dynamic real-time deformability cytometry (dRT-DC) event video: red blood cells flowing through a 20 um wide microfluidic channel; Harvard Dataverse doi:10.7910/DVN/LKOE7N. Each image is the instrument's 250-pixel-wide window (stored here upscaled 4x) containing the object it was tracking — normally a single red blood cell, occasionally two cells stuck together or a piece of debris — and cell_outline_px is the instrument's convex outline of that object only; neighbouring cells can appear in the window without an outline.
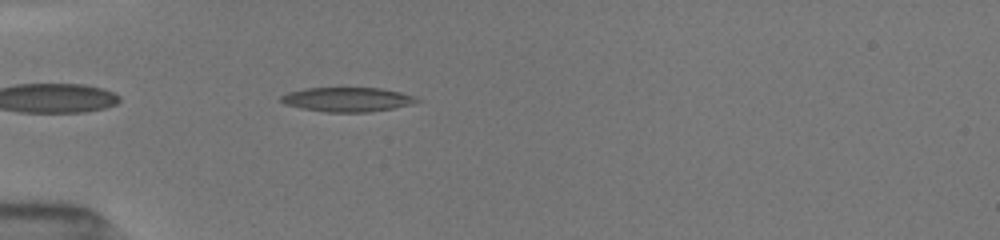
{"species": "common noctule bat (a hibernating species)", "species_latin": "Nyctalus noctula", "temperature_condition": "room temperature", "stored_images_in_passage": 38, "camera_frame_rate_fps": 3000, "um_per_image_px": 0.085, "animal": {"sex": "female", "body_mass_g": 19.5, "forearm_length_mm": 54.1}, "frame": {"image": 1, "passage_image": 3, "time_ms": 0.667, "image_size_px": [1000, 240], "cell_outline_px": [[424, 100], [392, 108], [368, 112], [324, 112], [300, 108], [284, 104], [280, 100], [280, 96], [288, 92], [304, 88], [380, 88], [400, 92], [416, 96]], "centroid_in_image_um": [29.5, 8.45], "position_along_channel_um": 55.5, "area_um2": 19.31}}
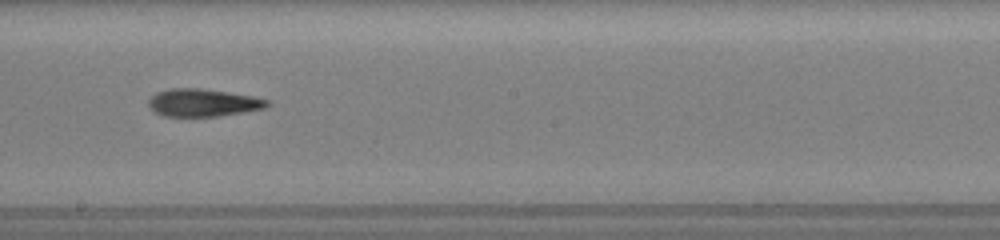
{"frame": {"image": 2, "passage_image": 17, "time_ms": 5.333, "image_size_px": [1000, 240], "cell_outline_px": [[272, 104], [264, 108], [244, 112], [216, 116], [164, 116], [156, 112], [148, 104], [148, 100], [156, 92], [172, 88], [200, 88], [228, 92], [252, 96], [268, 100]], "centroid_in_image_um": [17.27, 8.72], "position_along_channel_um": 230.9, "area_um2": 18.96}}
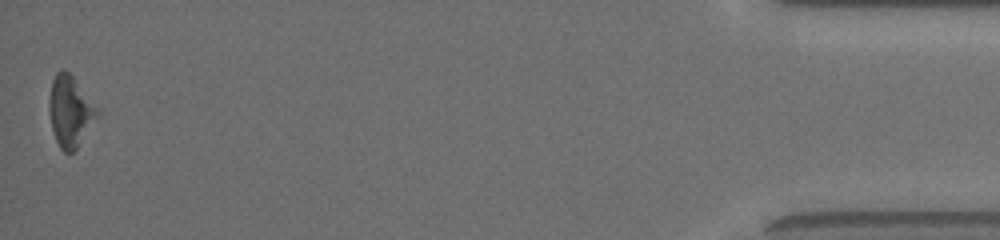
{"frame": {"image": 3, "passage_image": 38, "time_ms": 12.333, "image_size_px": [1000, 240], "cell_outline_px": [[100, 116], [76, 148], [72, 152], [64, 152], [60, 148], [56, 140], [52, 128], [48, 112], [48, 100], [52, 80], [56, 72], [64, 68], [72, 76], [100, 112]], "centroid_in_image_um": [5.95, 9.46], "position_along_channel_um": 429.3, "area_um2": 19.83}, "authors_computed_cell_mechanics": {"area_um2": 19.1318, "velocity_mm_per_s": 4.033, "shape_relaxation_time_tau1_ms": 3.9545, "shape_relaxation_time_tau2_ms": 4.2416, "deformation_change_tau1": 0.1602, "deformation_change_tau2": 0.1551}}